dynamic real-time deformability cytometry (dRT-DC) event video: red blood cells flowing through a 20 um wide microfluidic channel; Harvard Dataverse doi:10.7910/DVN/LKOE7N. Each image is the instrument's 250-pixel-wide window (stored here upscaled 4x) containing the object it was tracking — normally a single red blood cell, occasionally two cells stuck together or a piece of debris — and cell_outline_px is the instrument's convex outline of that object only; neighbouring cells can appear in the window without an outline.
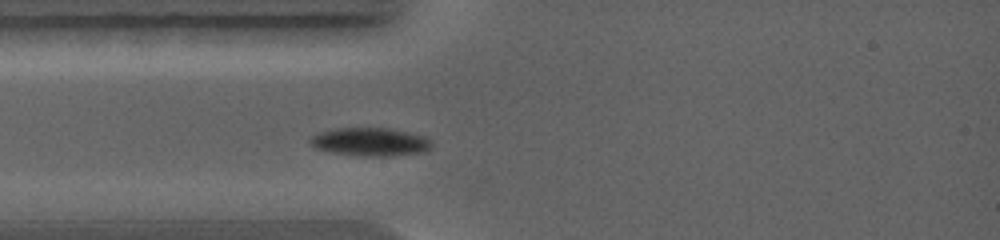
{"species": "common noctule bat (a hibernating species)", "species_latin": "Nyctalus noctula", "temperature_condition": "warm", "stored_images_in_passage": 36, "camera_frame_rate_fps": 5000, "um_per_image_px": 0.085, "animal": {"sex": "female", "body_mass_g": 19.0, "forearm_length_mm": 56.7}, "frame": {"image": 1, "passage_image": 1, "time_ms": 0.0, "image_size_px": [1000, 240], "cell_outline_px": [[432, 148], [424, 152], [392, 156], [364, 156], [332, 152], [316, 148], [308, 144], [308, 136], [332, 128], [388, 128], [408, 132], [424, 136], [432, 140]], "centroid_in_image_um": [31.45, 12.05], "position_along_channel_um": 53.5, "area_um2": 20.29}}
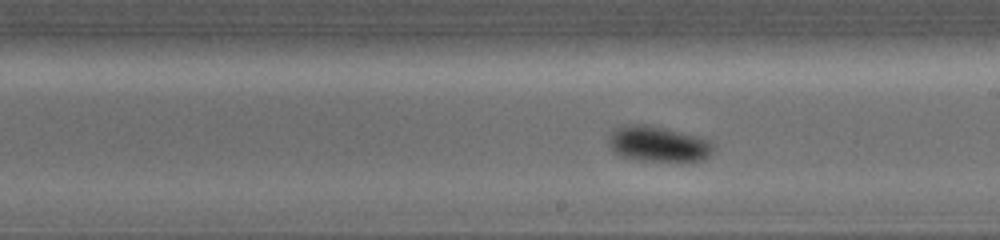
{"frame": {"image": 2, "passage_image": 18, "time_ms": 3.4, "image_size_px": [1000, 240], "cell_outline_px": [[712, 152], [704, 160], [652, 160], [624, 156], [616, 152], [612, 148], [608, 140], [612, 132], [628, 124], [648, 124], [696, 136], [712, 144]], "centroid_in_image_um": [55.95, 12.21], "position_along_channel_um": 233.1, "area_um2": 20.58}}
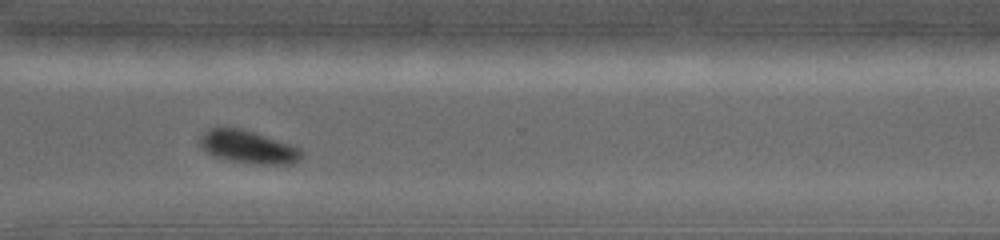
{"frame": {"image": 3, "passage_image": 29, "time_ms": 5.6, "image_size_px": [1000, 240], "cell_outline_px": [[300, 156], [292, 164], [260, 164], [232, 160], [216, 156], [208, 152], [200, 144], [200, 140], [204, 132], [212, 128], [240, 128], [252, 132], [296, 148], [300, 152]], "centroid_in_image_um": [21.03, 12.49], "position_along_channel_um": 349.6, "area_um2": 18.21}}